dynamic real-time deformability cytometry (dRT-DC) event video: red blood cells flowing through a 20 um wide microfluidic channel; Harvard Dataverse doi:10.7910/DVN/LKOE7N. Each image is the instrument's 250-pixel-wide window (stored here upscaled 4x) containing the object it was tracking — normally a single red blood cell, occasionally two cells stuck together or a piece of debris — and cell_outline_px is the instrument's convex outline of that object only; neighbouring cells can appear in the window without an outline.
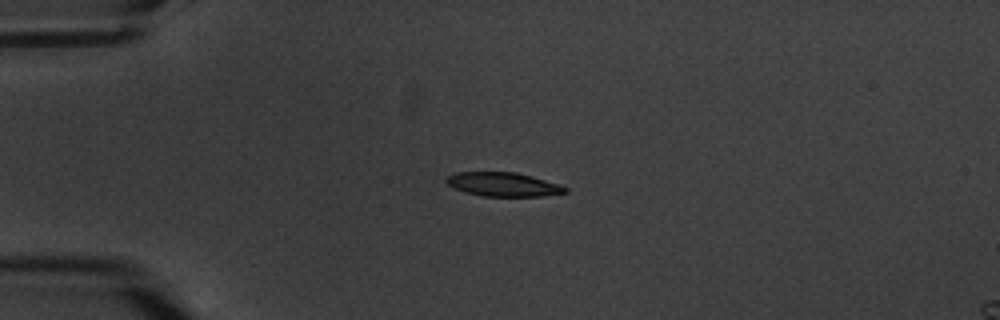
{"species": "common noctule bat (a hibernating species)", "species_latin": "Nyctalus noctula", "temperature_condition": "warm", "stored_images_in_passage": 5, "camera_frame_rate_fps": 3000, "um_per_image_px": 0.085, "animal": {"sex": "male", "body_mass_g": 20.1, "forearm_length_mm": 53.5}, "frame": {"image": 1, "passage_image": 4, "time_ms": 3.667, "image_size_px": [1000, 320], "cell_outline_px": [[568, 192], [540, 196], [484, 196], [464, 192], [448, 184], [444, 180], [448, 176], [456, 172], [516, 172], [532, 176], [560, 184], [568, 188]], "centroid_in_image_um": [42.79, 15.67], "position_along_channel_um": 42.2, "area_um2": 16.53}}